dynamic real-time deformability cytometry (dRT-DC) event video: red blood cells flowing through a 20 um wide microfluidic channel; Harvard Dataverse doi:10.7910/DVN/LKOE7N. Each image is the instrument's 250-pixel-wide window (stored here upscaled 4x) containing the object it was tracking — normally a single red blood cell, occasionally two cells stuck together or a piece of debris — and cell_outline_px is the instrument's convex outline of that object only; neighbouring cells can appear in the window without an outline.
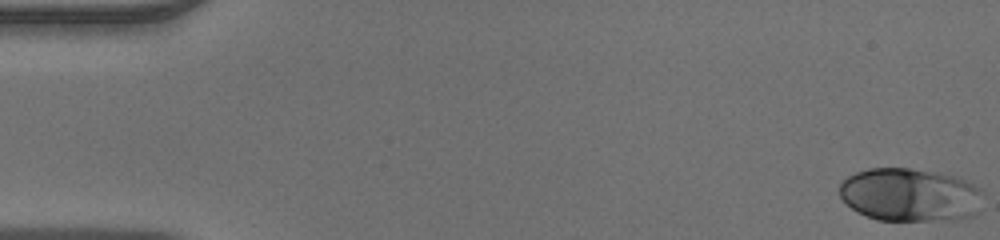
{"species": "human", "species_latin": "Homo sapiens", "temperature_condition": "warm", "stored_images_in_passage": 49, "camera_frame_rate_fps": 3000, "um_per_image_px": 0.085, "donor": {"sex": "male"}, "frame": {"image": 1, "passage_image": 1, "time_ms": 0.0, "image_size_px": [1000, 240], "cell_outline_px": [[984, 196], [980, 212], [972, 216], [956, 220], [876, 220], [856, 212], [840, 196], [840, 180], [856, 172], [868, 168], [908, 168], [940, 172], [956, 176], [980, 188], [984, 192]], "centroid_in_image_um": [77.39, 16.56], "position_along_channel_um": 7.6, "area_um2": 45.32}}
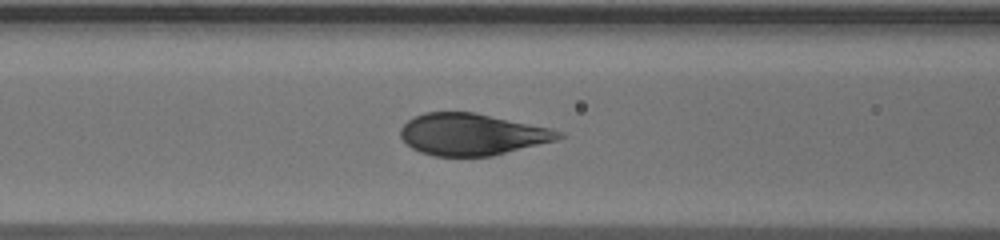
{"frame": {"image": 2, "passage_image": 20, "time_ms": 6.333, "image_size_px": [1000, 240], "cell_outline_px": [[564, 136], [556, 140], [492, 156], [432, 156], [420, 152], [412, 148], [400, 136], [400, 128], [408, 120], [424, 112], [476, 112], [552, 128], [564, 132]], "centroid_in_image_um": [40.13, 11.41], "position_along_channel_um": 126.5, "area_um2": 38.55}}
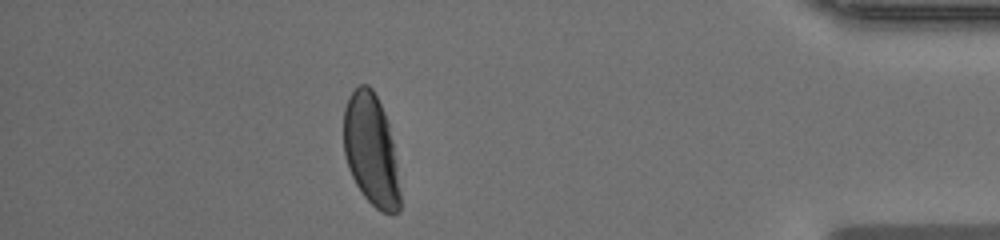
{"frame": {"image": 3, "passage_image": 43, "time_ms": 14.0, "image_size_px": [1000, 240], "cell_outline_px": [[400, 212], [392, 216], [380, 212], [364, 196], [356, 184], [348, 168], [344, 156], [344, 108], [348, 96], [360, 84], [368, 84], [372, 88], [384, 112], [388, 124], [392, 140], [396, 164], [400, 192]], "centroid_in_image_um": [31.54, 12.79], "position_along_channel_um": 403.7, "area_um2": 36.82}}